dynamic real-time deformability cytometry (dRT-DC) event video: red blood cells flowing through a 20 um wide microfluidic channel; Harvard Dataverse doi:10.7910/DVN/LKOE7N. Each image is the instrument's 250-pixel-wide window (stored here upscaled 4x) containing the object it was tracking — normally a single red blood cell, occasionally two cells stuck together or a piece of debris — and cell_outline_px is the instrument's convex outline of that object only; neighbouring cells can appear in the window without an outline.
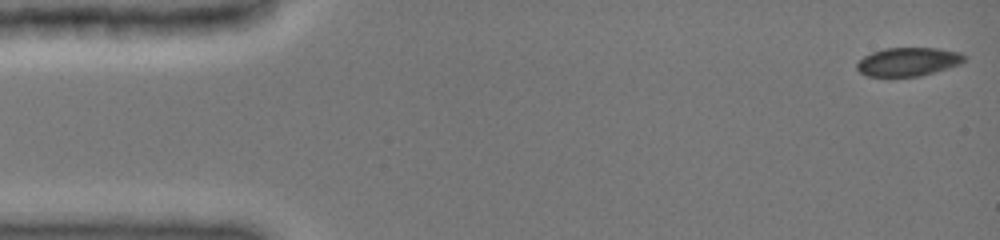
{"species": "common noctule bat (a hibernating species)", "species_latin": "Nyctalus noctula", "temperature_condition": "cold", "stored_images_in_passage": 18, "camera_frame_rate_fps": 3000, "um_per_image_px": 0.085, "animal": {"sex": "female", "body_mass_g": 19.0, "forearm_length_mm": 51.5}, "frame": {"image": 1, "passage_image": 1, "time_ms": 0.0, "image_size_px": [1000, 240], "cell_outline_px": [[968, 56], [960, 64], [948, 68], [920, 76], [868, 76], [860, 72], [856, 68], [856, 64], [864, 56], [872, 52], [884, 48], [936, 48], [960, 52]], "centroid_in_image_um": [77.21, 5.24], "position_along_channel_um": 7.8, "area_um2": 17.86}}
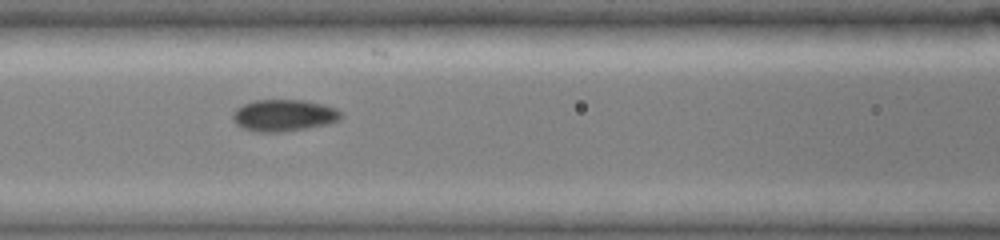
{"frame": {"image": 2, "passage_image": 16, "time_ms": 5.0, "image_size_px": [1000, 240], "cell_outline_px": [[344, 116], [340, 120], [328, 124], [308, 128], [280, 132], [252, 132], [236, 124], [232, 120], [232, 112], [236, 108], [244, 104], [256, 100], [304, 100], [324, 104], [336, 108]], "centroid_in_image_um": [24.13, 9.81], "position_along_channel_um": 142.5, "area_um2": 20.29}}
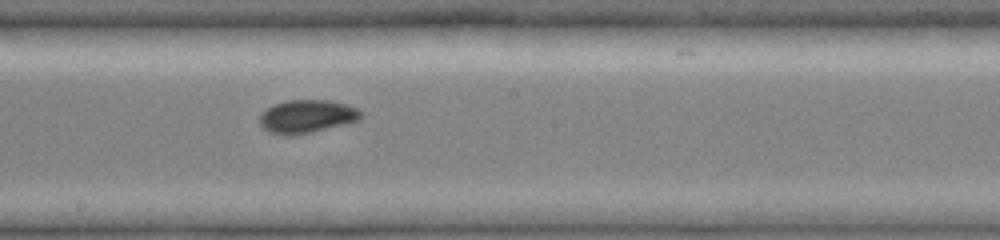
{"frame": {"image": 3, "passage_image": 18, "time_ms": 5.667, "image_size_px": [1000, 240], "cell_outline_px": [[364, 116], [360, 120], [312, 132], [284, 136], [272, 132], [264, 128], [260, 124], [260, 112], [276, 104], [288, 100], [328, 100], [348, 104], [356, 108]], "centroid_in_image_um": [26.11, 9.89], "position_along_channel_um": 222.1, "area_um2": 19.42}}